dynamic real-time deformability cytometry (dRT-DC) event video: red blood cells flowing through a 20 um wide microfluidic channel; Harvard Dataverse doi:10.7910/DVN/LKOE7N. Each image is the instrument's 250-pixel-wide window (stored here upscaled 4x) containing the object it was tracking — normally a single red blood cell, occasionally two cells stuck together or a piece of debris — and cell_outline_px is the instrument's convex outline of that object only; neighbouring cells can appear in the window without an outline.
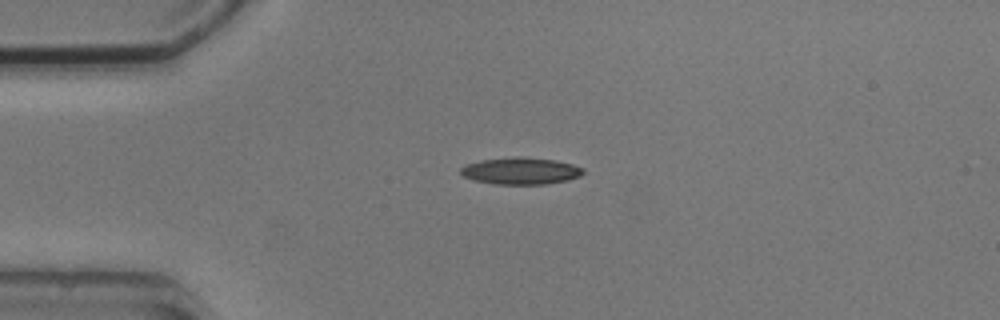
{"species": "common noctule bat (a hibernating species)", "species_latin": "Nyctalus noctula", "temperature_condition": "cold", "stored_images_in_passage": 2, "camera_frame_rate_fps": 3000, "um_per_image_px": 0.085, "animal": {"sex": "male", "body_mass_g": 20.5, "forearm_length_mm": 52.5}, "frame": {"image": 1, "passage_image": 1, "time_ms": 0.0, "image_size_px": [1000, 320], "cell_outline_px": [[584, 172], [580, 176], [568, 180], [544, 184], [496, 184], [476, 180], [464, 176], [460, 172], [460, 168], [464, 164], [480, 160], [516, 156], [520, 156], [556, 160], [572, 164], [584, 168]], "centroid_in_image_um": [44.27, 14.51], "position_along_channel_um": 40.7, "area_um2": 19.25}}